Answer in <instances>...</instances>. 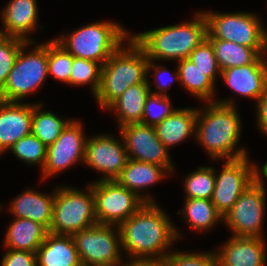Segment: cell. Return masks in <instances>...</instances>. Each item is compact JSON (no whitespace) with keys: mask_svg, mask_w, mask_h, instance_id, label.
<instances>
[{"mask_svg":"<svg viewBox=\"0 0 267 266\" xmlns=\"http://www.w3.org/2000/svg\"><path fill=\"white\" fill-rule=\"evenodd\" d=\"M118 227L121 249L129 253L132 262L164 261L170 253L165 250L181 237L178 228L156 202L144 203Z\"/></svg>","mask_w":267,"mask_h":266,"instance_id":"1","label":"cell"},{"mask_svg":"<svg viewBox=\"0 0 267 266\" xmlns=\"http://www.w3.org/2000/svg\"><path fill=\"white\" fill-rule=\"evenodd\" d=\"M232 99L207 102L205 111L197 109L195 138L213 159L234 160L248 156L236 149L241 121Z\"/></svg>","mask_w":267,"mask_h":266,"instance_id":"2","label":"cell"},{"mask_svg":"<svg viewBox=\"0 0 267 266\" xmlns=\"http://www.w3.org/2000/svg\"><path fill=\"white\" fill-rule=\"evenodd\" d=\"M127 41V48L121 44L102 65L100 88L94 96L102 109H107L127 88L148 83L149 59L132 36Z\"/></svg>","mask_w":267,"mask_h":266,"instance_id":"3","label":"cell"},{"mask_svg":"<svg viewBox=\"0 0 267 266\" xmlns=\"http://www.w3.org/2000/svg\"><path fill=\"white\" fill-rule=\"evenodd\" d=\"M207 22L203 12L196 13L193 21L169 25L132 38L143 48L149 60H176L188 58L206 38Z\"/></svg>","mask_w":267,"mask_h":266,"instance_id":"4","label":"cell"},{"mask_svg":"<svg viewBox=\"0 0 267 266\" xmlns=\"http://www.w3.org/2000/svg\"><path fill=\"white\" fill-rule=\"evenodd\" d=\"M71 33L55 40L74 57L96 61L101 65L130 37L121 25L112 21L94 22Z\"/></svg>","mask_w":267,"mask_h":266,"instance_id":"5","label":"cell"},{"mask_svg":"<svg viewBox=\"0 0 267 266\" xmlns=\"http://www.w3.org/2000/svg\"><path fill=\"white\" fill-rule=\"evenodd\" d=\"M88 192L76 188H56L53 219L48 232L73 235L98 224L95 216L94 195L91 186Z\"/></svg>","mask_w":267,"mask_h":266,"instance_id":"6","label":"cell"},{"mask_svg":"<svg viewBox=\"0 0 267 266\" xmlns=\"http://www.w3.org/2000/svg\"><path fill=\"white\" fill-rule=\"evenodd\" d=\"M31 43L37 44L26 42L21 47L0 95L1 101L19 102L29 93L36 91L48 77V42L38 44L29 53H24L25 47Z\"/></svg>","mask_w":267,"mask_h":266,"instance_id":"7","label":"cell"},{"mask_svg":"<svg viewBox=\"0 0 267 266\" xmlns=\"http://www.w3.org/2000/svg\"><path fill=\"white\" fill-rule=\"evenodd\" d=\"M207 22V39H221L253 48L264 55L266 29L253 13L203 12Z\"/></svg>","mask_w":267,"mask_h":266,"instance_id":"8","label":"cell"},{"mask_svg":"<svg viewBox=\"0 0 267 266\" xmlns=\"http://www.w3.org/2000/svg\"><path fill=\"white\" fill-rule=\"evenodd\" d=\"M262 174L239 196L233 207L223 217L233 236L263 237L262 223L265 212L266 191L262 175L267 178V162Z\"/></svg>","mask_w":267,"mask_h":266,"instance_id":"9","label":"cell"},{"mask_svg":"<svg viewBox=\"0 0 267 266\" xmlns=\"http://www.w3.org/2000/svg\"><path fill=\"white\" fill-rule=\"evenodd\" d=\"M117 228L115 233L112 229ZM82 266H120L119 227L96 224L72 235Z\"/></svg>","mask_w":267,"mask_h":266,"instance_id":"10","label":"cell"},{"mask_svg":"<svg viewBox=\"0 0 267 266\" xmlns=\"http://www.w3.org/2000/svg\"><path fill=\"white\" fill-rule=\"evenodd\" d=\"M93 183L89 185L94 195L95 216L98 224L119 226L145 203L116 180H97Z\"/></svg>","mask_w":267,"mask_h":266,"instance_id":"11","label":"cell"},{"mask_svg":"<svg viewBox=\"0 0 267 266\" xmlns=\"http://www.w3.org/2000/svg\"><path fill=\"white\" fill-rule=\"evenodd\" d=\"M258 169L255 164L250 165L248 156L225 160L221 172L215 174V187L211 198V202L222 217L233 207L249 185L262 174Z\"/></svg>","mask_w":267,"mask_h":266,"instance_id":"12","label":"cell"},{"mask_svg":"<svg viewBox=\"0 0 267 266\" xmlns=\"http://www.w3.org/2000/svg\"><path fill=\"white\" fill-rule=\"evenodd\" d=\"M119 128L129 159L163 166L169 173L174 171L169 150L157 137L154 126L133 123Z\"/></svg>","mask_w":267,"mask_h":266,"instance_id":"13","label":"cell"},{"mask_svg":"<svg viewBox=\"0 0 267 266\" xmlns=\"http://www.w3.org/2000/svg\"><path fill=\"white\" fill-rule=\"evenodd\" d=\"M84 134L81 122H68L57 140L47 147L46 161L42 169L43 179L56 175L79 161L84 162L87 141Z\"/></svg>","mask_w":267,"mask_h":266,"instance_id":"14","label":"cell"},{"mask_svg":"<svg viewBox=\"0 0 267 266\" xmlns=\"http://www.w3.org/2000/svg\"><path fill=\"white\" fill-rule=\"evenodd\" d=\"M124 143L109 135L87 138L84 163L105 175L99 180H116L128 161Z\"/></svg>","mask_w":267,"mask_h":266,"instance_id":"15","label":"cell"},{"mask_svg":"<svg viewBox=\"0 0 267 266\" xmlns=\"http://www.w3.org/2000/svg\"><path fill=\"white\" fill-rule=\"evenodd\" d=\"M260 55L246 66L228 67L221 71V78L234 92L258 101L267 88V60Z\"/></svg>","mask_w":267,"mask_h":266,"instance_id":"16","label":"cell"},{"mask_svg":"<svg viewBox=\"0 0 267 266\" xmlns=\"http://www.w3.org/2000/svg\"><path fill=\"white\" fill-rule=\"evenodd\" d=\"M33 105L0 100V154L32 133Z\"/></svg>","mask_w":267,"mask_h":266,"instance_id":"17","label":"cell"},{"mask_svg":"<svg viewBox=\"0 0 267 266\" xmlns=\"http://www.w3.org/2000/svg\"><path fill=\"white\" fill-rule=\"evenodd\" d=\"M264 237L232 236L219 252L217 266H265L267 261Z\"/></svg>","mask_w":267,"mask_h":266,"instance_id":"18","label":"cell"},{"mask_svg":"<svg viewBox=\"0 0 267 266\" xmlns=\"http://www.w3.org/2000/svg\"><path fill=\"white\" fill-rule=\"evenodd\" d=\"M37 9L36 0H11L3 10L0 34L33 42L27 35L37 27Z\"/></svg>","mask_w":267,"mask_h":266,"instance_id":"19","label":"cell"},{"mask_svg":"<svg viewBox=\"0 0 267 266\" xmlns=\"http://www.w3.org/2000/svg\"><path fill=\"white\" fill-rule=\"evenodd\" d=\"M36 256L38 266H82L72 235L48 232Z\"/></svg>","mask_w":267,"mask_h":266,"instance_id":"20","label":"cell"},{"mask_svg":"<svg viewBox=\"0 0 267 266\" xmlns=\"http://www.w3.org/2000/svg\"><path fill=\"white\" fill-rule=\"evenodd\" d=\"M169 171L159 165L146 163L134 159H128L126 166L122 169L116 181L123 187L134 192L145 203H155L149 195H142L140 190L161 181ZM142 195V196H141Z\"/></svg>","mask_w":267,"mask_h":266,"instance_id":"21","label":"cell"},{"mask_svg":"<svg viewBox=\"0 0 267 266\" xmlns=\"http://www.w3.org/2000/svg\"><path fill=\"white\" fill-rule=\"evenodd\" d=\"M54 197L55 191L47 196L30 189L11 202L9 211L15 215V218L33 220L49 231L53 219Z\"/></svg>","mask_w":267,"mask_h":266,"instance_id":"22","label":"cell"},{"mask_svg":"<svg viewBox=\"0 0 267 266\" xmlns=\"http://www.w3.org/2000/svg\"><path fill=\"white\" fill-rule=\"evenodd\" d=\"M197 109L177 108L170 116L155 125L157 137L168 149L183 140L194 136L196 131Z\"/></svg>","mask_w":267,"mask_h":266,"instance_id":"23","label":"cell"},{"mask_svg":"<svg viewBox=\"0 0 267 266\" xmlns=\"http://www.w3.org/2000/svg\"><path fill=\"white\" fill-rule=\"evenodd\" d=\"M152 83H138L127 88L107 109L116 111L119 126L141 123L144 106Z\"/></svg>","mask_w":267,"mask_h":266,"instance_id":"24","label":"cell"},{"mask_svg":"<svg viewBox=\"0 0 267 266\" xmlns=\"http://www.w3.org/2000/svg\"><path fill=\"white\" fill-rule=\"evenodd\" d=\"M47 233L48 230L38 222L15 218L7 229L5 247L36 253Z\"/></svg>","mask_w":267,"mask_h":266,"instance_id":"25","label":"cell"},{"mask_svg":"<svg viewBox=\"0 0 267 266\" xmlns=\"http://www.w3.org/2000/svg\"><path fill=\"white\" fill-rule=\"evenodd\" d=\"M178 62L179 82L193 96L205 102H214L215 83L206 76L190 59L185 58ZM213 98V99H212Z\"/></svg>","mask_w":267,"mask_h":266,"instance_id":"26","label":"cell"},{"mask_svg":"<svg viewBox=\"0 0 267 266\" xmlns=\"http://www.w3.org/2000/svg\"><path fill=\"white\" fill-rule=\"evenodd\" d=\"M215 52L220 71L228 67L246 66L253 63L260 55L250 47L221 39H208Z\"/></svg>","mask_w":267,"mask_h":266,"instance_id":"27","label":"cell"},{"mask_svg":"<svg viewBox=\"0 0 267 266\" xmlns=\"http://www.w3.org/2000/svg\"><path fill=\"white\" fill-rule=\"evenodd\" d=\"M182 211L190 228L197 231L211 229L218 220H223L211 200L207 199L186 198Z\"/></svg>","mask_w":267,"mask_h":266,"instance_id":"28","label":"cell"},{"mask_svg":"<svg viewBox=\"0 0 267 266\" xmlns=\"http://www.w3.org/2000/svg\"><path fill=\"white\" fill-rule=\"evenodd\" d=\"M41 108L42 104H33L32 134L48 147L57 140L70 120L60 119L50 111H40Z\"/></svg>","mask_w":267,"mask_h":266,"instance_id":"29","label":"cell"},{"mask_svg":"<svg viewBox=\"0 0 267 266\" xmlns=\"http://www.w3.org/2000/svg\"><path fill=\"white\" fill-rule=\"evenodd\" d=\"M215 170L213 167H200L185 177L186 198L211 200L215 187Z\"/></svg>","mask_w":267,"mask_h":266,"instance_id":"30","label":"cell"},{"mask_svg":"<svg viewBox=\"0 0 267 266\" xmlns=\"http://www.w3.org/2000/svg\"><path fill=\"white\" fill-rule=\"evenodd\" d=\"M102 65L96 61L73 57L70 71L69 84L85 85L92 84V93L95 96L101 84Z\"/></svg>","mask_w":267,"mask_h":266,"instance_id":"31","label":"cell"},{"mask_svg":"<svg viewBox=\"0 0 267 266\" xmlns=\"http://www.w3.org/2000/svg\"><path fill=\"white\" fill-rule=\"evenodd\" d=\"M73 55H71L55 39L48 42V76L69 84Z\"/></svg>","mask_w":267,"mask_h":266,"instance_id":"32","label":"cell"},{"mask_svg":"<svg viewBox=\"0 0 267 266\" xmlns=\"http://www.w3.org/2000/svg\"><path fill=\"white\" fill-rule=\"evenodd\" d=\"M9 150L15 154L18 159L27 164H40L44 168L47 154V146H45L32 133L28 136L22 137Z\"/></svg>","mask_w":267,"mask_h":266,"instance_id":"33","label":"cell"},{"mask_svg":"<svg viewBox=\"0 0 267 266\" xmlns=\"http://www.w3.org/2000/svg\"><path fill=\"white\" fill-rule=\"evenodd\" d=\"M26 42L20 38L0 34V95L3 93L20 49Z\"/></svg>","mask_w":267,"mask_h":266,"instance_id":"34","label":"cell"},{"mask_svg":"<svg viewBox=\"0 0 267 266\" xmlns=\"http://www.w3.org/2000/svg\"><path fill=\"white\" fill-rule=\"evenodd\" d=\"M175 110L176 108L172 107L168 95L162 96L150 93L146 99L141 123L155 126L170 116Z\"/></svg>","mask_w":267,"mask_h":266,"instance_id":"35","label":"cell"},{"mask_svg":"<svg viewBox=\"0 0 267 266\" xmlns=\"http://www.w3.org/2000/svg\"><path fill=\"white\" fill-rule=\"evenodd\" d=\"M190 59L198 68L206 72L214 83L216 81V75L221 74V71L217 65L214 48L211 42L205 38L189 55Z\"/></svg>","mask_w":267,"mask_h":266,"instance_id":"36","label":"cell"},{"mask_svg":"<svg viewBox=\"0 0 267 266\" xmlns=\"http://www.w3.org/2000/svg\"><path fill=\"white\" fill-rule=\"evenodd\" d=\"M164 262L166 266H217L215 252H174L169 253Z\"/></svg>","mask_w":267,"mask_h":266,"instance_id":"37","label":"cell"},{"mask_svg":"<svg viewBox=\"0 0 267 266\" xmlns=\"http://www.w3.org/2000/svg\"><path fill=\"white\" fill-rule=\"evenodd\" d=\"M1 266H38L36 253L8 249L4 254Z\"/></svg>","mask_w":267,"mask_h":266,"instance_id":"38","label":"cell"},{"mask_svg":"<svg viewBox=\"0 0 267 266\" xmlns=\"http://www.w3.org/2000/svg\"><path fill=\"white\" fill-rule=\"evenodd\" d=\"M152 68L153 69L155 68V74H154L155 82L154 83H156V89H159V92L157 91V92H151V93L152 94H155V95L167 96V94L164 93V92L170 86L171 82H173V80H178L179 81V72H178V69L176 70L177 73L174 72V74H173L174 76H172V75L169 74L168 75L169 78L163 79L164 74H166V73L168 74V73H170V71H168L167 68H164L162 65L161 66L154 65L153 61L151 62V60H149L148 65H147V73H149V71L152 70ZM161 74L163 75V77H162ZM170 76H172V77L170 78Z\"/></svg>","mask_w":267,"mask_h":266,"instance_id":"39","label":"cell"},{"mask_svg":"<svg viewBox=\"0 0 267 266\" xmlns=\"http://www.w3.org/2000/svg\"><path fill=\"white\" fill-rule=\"evenodd\" d=\"M257 103V124L259 129L267 135V88Z\"/></svg>","mask_w":267,"mask_h":266,"instance_id":"40","label":"cell"},{"mask_svg":"<svg viewBox=\"0 0 267 266\" xmlns=\"http://www.w3.org/2000/svg\"><path fill=\"white\" fill-rule=\"evenodd\" d=\"M121 266H166L164 261H145V262H132L128 261L127 264Z\"/></svg>","mask_w":267,"mask_h":266,"instance_id":"41","label":"cell"},{"mask_svg":"<svg viewBox=\"0 0 267 266\" xmlns=\"http://www.w3.org/2000/svg\"><path fill=\"white\" fill-rule=\"evenodd\" d=\"M267 50V34L265 35L264 51Z\"/></svg>","mask_w":267,"mask_h":266,"instance_id":"42","label":"cell"}]
</instances>
